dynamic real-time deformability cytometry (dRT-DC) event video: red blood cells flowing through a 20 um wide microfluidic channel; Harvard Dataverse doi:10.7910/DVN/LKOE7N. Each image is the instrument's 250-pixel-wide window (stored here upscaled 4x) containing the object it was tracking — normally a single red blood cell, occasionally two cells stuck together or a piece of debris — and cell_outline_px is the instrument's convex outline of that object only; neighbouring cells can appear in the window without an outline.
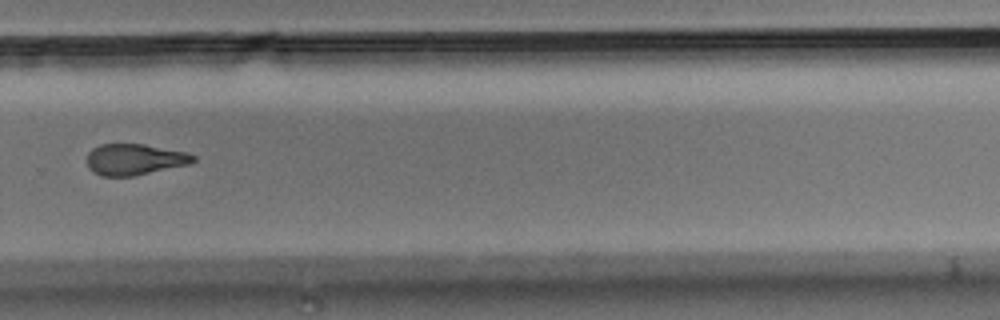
{"species": "Egyptian fruit bat (a non-hibernating species)", "species_latin": "Rousettus aegyptiacus", "temperature_condition": "room temperature", "stored_images_in_passage": 11, "camera_frame_rate_fps": 3000, "um_per_image_px": 0.085, "animal": {"sex": "male"}, "frame": {"image": 1, "passage_image": 7, "time_ms": 2.0, "image_size_px": [1000, 320], "cell_outline_px": [[196, 160], [188, 164], [136, 176], [100, 176], [92, 172], [88, 168], [84, 160], [88, 152], [92, 148], [100, 144], [144, 144], [184, 152], [196, 156]], "centroid_in_image_um": [11.36, 13.56], "position_along_channel_um": 318.4, "area_um2": 19.54}}
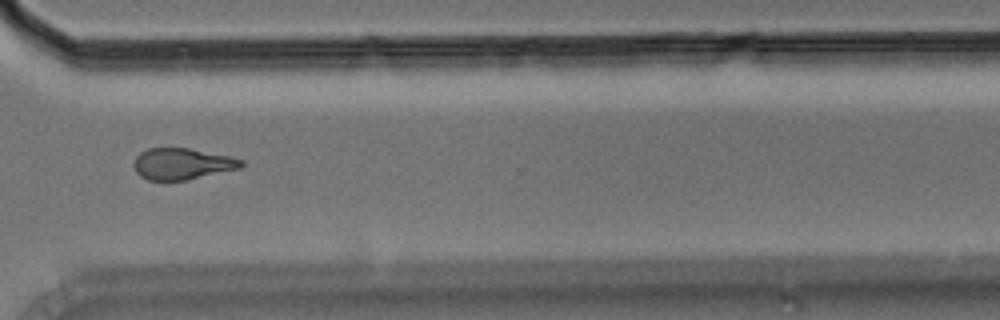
{"frame": {"image": 2, "passage_image": 8, "time_ms": 2.333, "image_size_px": [1000, 320], "cell_outline_px": [[244, 164], [240, 168], [184, 180], [148, 180], [140, 176], [136, 172], [132, 164], [136, 156], [140, 152], [148, 148], [188, 148], [228, 156], [244, 160]], "centroid_in_image_um": [15.44, 13.92], "position_along_channel_um": 355.2, "area_um2": 19.48}}